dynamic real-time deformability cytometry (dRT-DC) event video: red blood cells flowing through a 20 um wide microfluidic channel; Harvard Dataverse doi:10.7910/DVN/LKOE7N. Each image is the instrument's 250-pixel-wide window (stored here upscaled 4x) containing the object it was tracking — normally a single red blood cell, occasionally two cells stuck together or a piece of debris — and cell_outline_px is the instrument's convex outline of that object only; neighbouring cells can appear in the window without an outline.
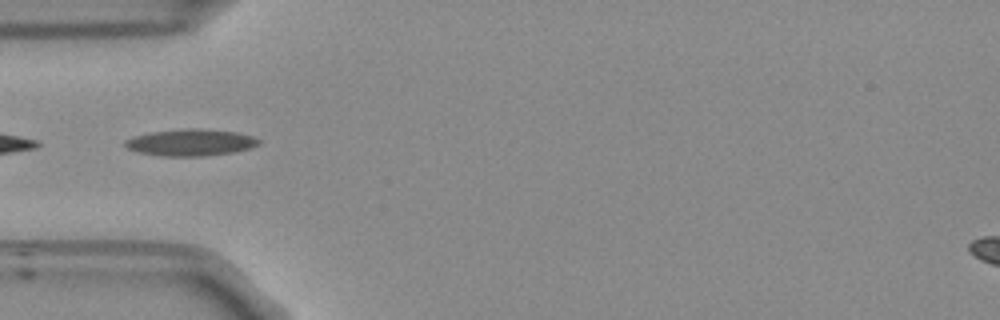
{"species": "Egyptian fruit bat (a non-hibernating species)", "species_latin": "Rousettus aegyptiacus", "temperature_condition": "room temperature", "stored_images_in_passage": 45, "camera_frame_rate_fps": 3000, "um_per_image_px": 0.085, "frame": {"image": 1, "passage_image": 8, "time_ms": 2.333, "image_size_px": [1000, 320], "cell_outline_px": [[260, 144], [248, 148], [232, 152], [204, 156], [164, 156], [140, 152], [128, 148], [124, 144], [124, 140], [132, 136], [148, 132], [184, 128], [200, 128], [236, 132], [252, 136], [260, 140]], "centroid_in_image_um": [16.17, 12.09], "position_along_channel_um": 68.8, "area_um2": 20.81}}
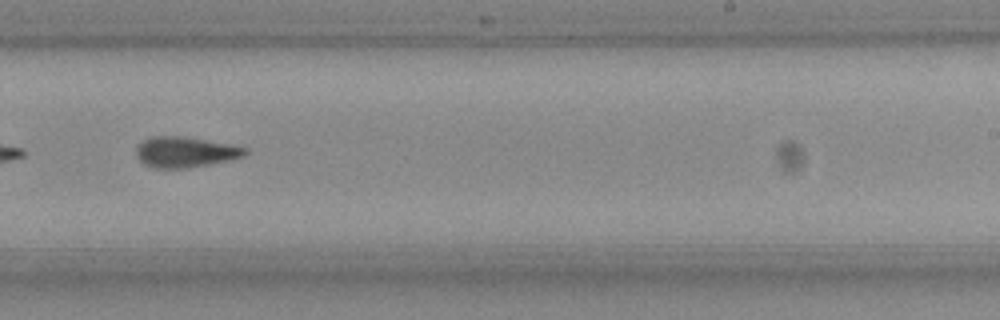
{"frame": {"image": 2, "passage_image": 24, "time_ms": 7.667, "image_size_px": [1000, 320], "cell_outline_px": [[248, 152], [244, 156], [208, 164], [184, 168], [152, 168], [144, 164], [136, 156], [136, 144], [152, 136], [180, 136], [228, 144], [248, 148]], "centroid_in_image_um": [15.68, 12.92], "position_along_channel_um": 273.3, "area_um2": 19.19}}
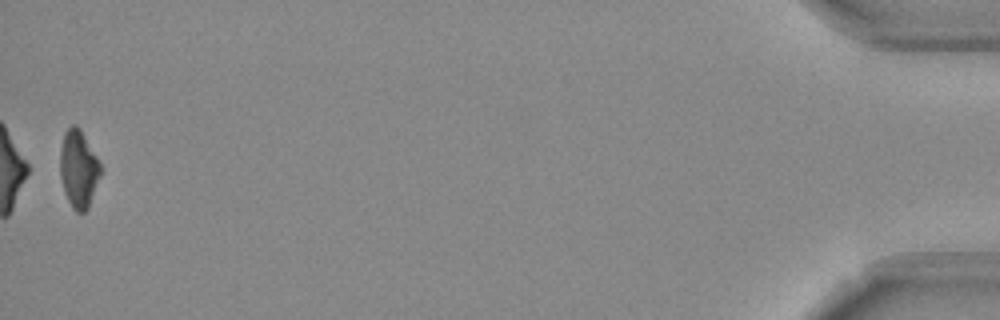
{"frame": {"image": 3, "passage_image": 44, "time_ms": 14.333, "image_size_px": [1000, 320], "cell_outline_px": [[100, 176], [88, 208], [84, 212], [76, 212], [72, 208], [64, 192], [60, 176], [60, 148], [64, 132], [72, 124], [76, 124], [80, 128], [96, 156], [100, 164]], "centroid_in_image_um": [6.65, 14.35], "position_along_channel_um": 428.5, "area_um2": 18.21}, "authors_computed_cell_mechanics": {"area_um2": 18.9584, "velocity_mm_per_s": 3.8191, "shape_relaxation_time_tau1_ms": 7.1827, "shape_relaxation_time_tau2_ms": 3.9825, "deformation_change_tau1": 0.2038, "deformation_change_tau2": 0.1312}}